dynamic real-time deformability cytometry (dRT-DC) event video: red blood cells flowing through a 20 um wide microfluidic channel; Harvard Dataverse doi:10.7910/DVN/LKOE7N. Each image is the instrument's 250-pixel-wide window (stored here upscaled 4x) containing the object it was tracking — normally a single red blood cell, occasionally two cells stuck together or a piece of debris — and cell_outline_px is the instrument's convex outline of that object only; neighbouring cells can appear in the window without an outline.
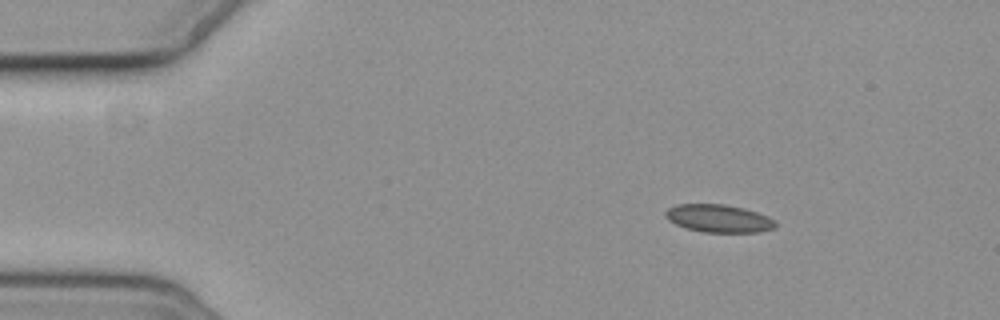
{"species": "common noctule bat (a hibernating species)", "species_latin": "Nyctalus noctula", "temperature_condition": "cold", "stored_images_in_passage": 10, "camera_frame_rate_fps": 3000, "um_per_image_px": 0.085, "animal": {"sex": "female", "body_mass_g": 19.3, "forearm_length_mm": 54.1}, "frame": {"image": 1, "passage_image": 2, "time_ms": 1.0, "image_size_px": [1000, 320], "cell_outline_px": [[776, 228], [760, 232], [704, 232], [688, 228], [676, 224], [668, 220], [664, 216], [664, 212], [668, 208], [676, 204], [724, 204], [744, 208], [768, 216], [776, 220]], "centroid_in_image_um": [61.1, 18.56], "position_along_channel_um": 23.9, "area_um2": 17.92}}
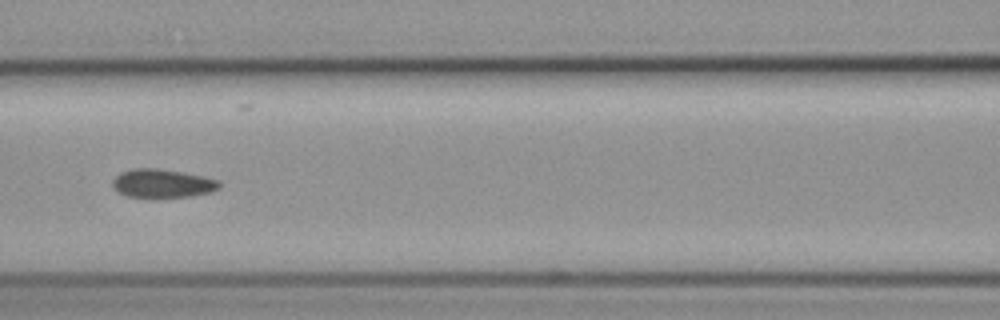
{"frame": {"image": 2, "passage_image": 6, "time_ms": 6.667, "image_size_px": [1000, 320], "cell_outline_px": [[220, 188], [212, 192], [192, 196], [128, 196], [112, 188], [112, 180], [120, 172], [132, 168], [156, 168], [204, 176], [220, 180]], "centroid_in_image_um": [13.82, 15.57], "position_along_channel_um": 152.8, "area_um2": 17.57}}
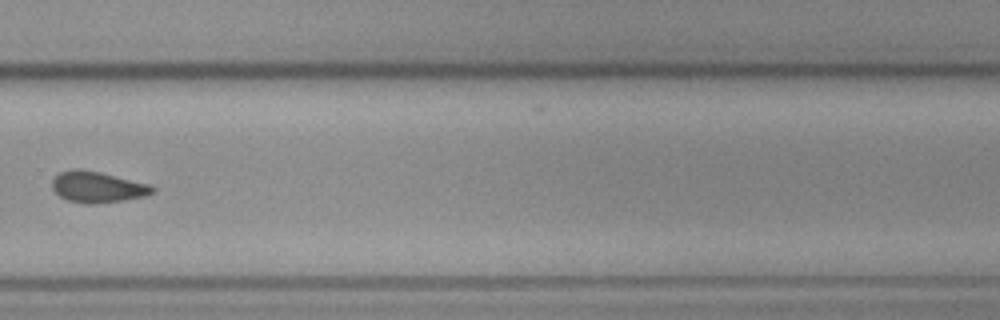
{"frame": {"image": 3, "passage_image": 10, "time_ms": 11.333, "image_size_px": [1000, 320], "cell_outline_px": [[156, 188], [152, 192], [144, 196], [124, 200], [96, 204], [88, 204], [68, 200], [60, 196], [52, 188], [52, 180], [60, 172], [76, 168], [80, 168], [100, 172], [152, 184]], "centroid_in_image_um": [8.3, 15.89], "position_along_channel_um": 321.5, "area_um2": 18.21}}